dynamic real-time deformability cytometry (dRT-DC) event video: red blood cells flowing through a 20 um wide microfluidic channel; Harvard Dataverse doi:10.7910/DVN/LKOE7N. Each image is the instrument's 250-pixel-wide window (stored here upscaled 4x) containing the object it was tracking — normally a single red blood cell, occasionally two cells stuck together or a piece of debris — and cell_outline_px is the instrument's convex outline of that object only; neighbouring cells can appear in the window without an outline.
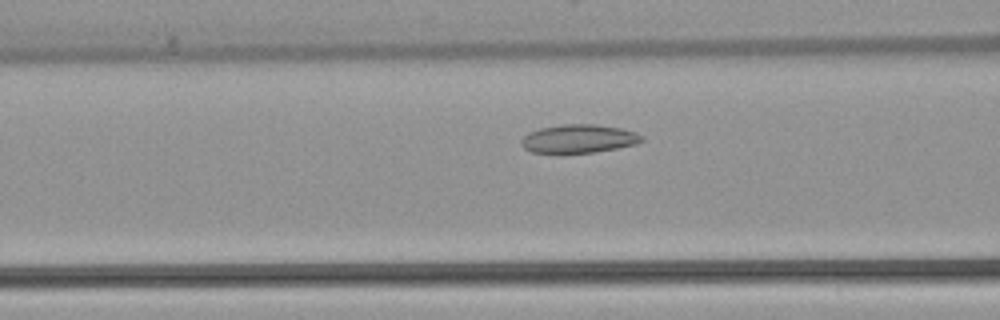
{"species": "common noctule bat (a hibernating species)", "species_latin": "Nyctalus noctula", "temperature_condition": "warm", "stored_images_in_passage": 48, "camera_frame_rate_fps": 3000, "um_per_image_px": 0.085, "animal": {"sex": "female", "body_mass_g": 22.7, "forearm_length_mm": 54.2}, "frame": {"image": 1, "passage_image": 16, "time_ms": 5.0, "image_size_px": [1000, 320], "cell_outline_px": [[644, 140], [636, 144], [596, 152], [560, 156], [532, 152], [524, 148], [520, 144], [520, 140], [528, 132], [540, 128], [564, 124], [596, 124], [620, 128], [636, 132], [644, 136]], "centroid_in_image_um": [49.14, 11.83], "position_along_channel_um": 117.5, "area_um2": 20.81}}
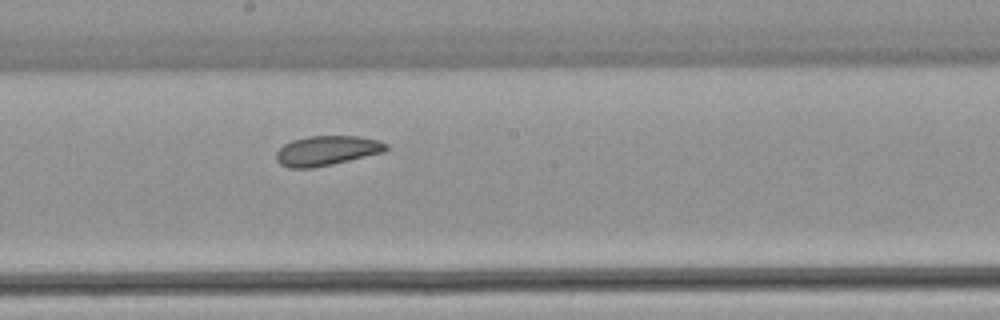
{"frame": {"image": 2, "passage_image": 24, "time_ms": 7.667, "image_size_px": [1000, 320], "cell_outline_px": [[388, 148], [384, 152], [332, 164], [312, 168], [288, 168], [280, 164], [276, 160], [276, 152], [284, 144], [292, 140], [308, 136], [360, 136], [380, 140], [388, 144]], "centroid_in_image_um": [27.78, 12.8], "position_along_channel_um": 220.4, "area_um2": 19.13}}
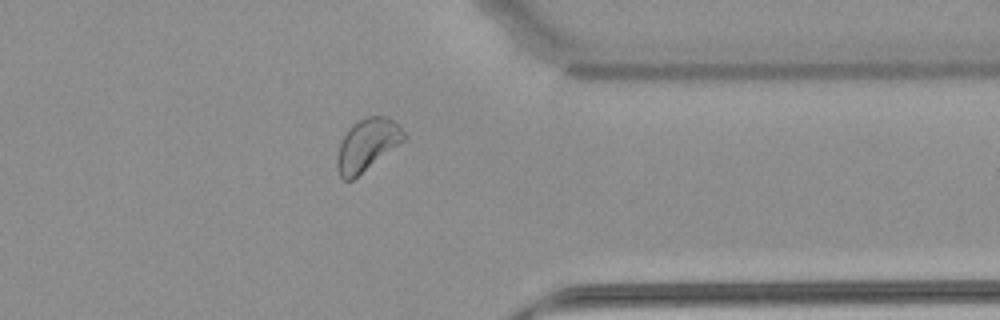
{"frame": {"image": 3, "passage_image": 37, "time_ms": 12.0, "image_size_px": [1000, 320], "cell_outline_px": [[408, 136], [404, 140], [352, 180], [344, 180], [340, 176], [336, 164], [336, 156], [340, 144], [348, 128], [356, 120], [364, 116], [388, 116], [400, 124]], "centroid_in_image_um": [31.22, 12.26], "position_along_channel_um": 380.2, "area_um2": 20.35}, "authors_computed_cell_mechanics": {"area_um2": 20.7502, "velocity_mm_per_s": 3.8683, "shape_relaxation_time_tau1_ms": 8.2725, "shape_relaxation_time_tau2_ms": null, "deformation_change_tau1": 0.0889, "deformation_change_tau2": null}}